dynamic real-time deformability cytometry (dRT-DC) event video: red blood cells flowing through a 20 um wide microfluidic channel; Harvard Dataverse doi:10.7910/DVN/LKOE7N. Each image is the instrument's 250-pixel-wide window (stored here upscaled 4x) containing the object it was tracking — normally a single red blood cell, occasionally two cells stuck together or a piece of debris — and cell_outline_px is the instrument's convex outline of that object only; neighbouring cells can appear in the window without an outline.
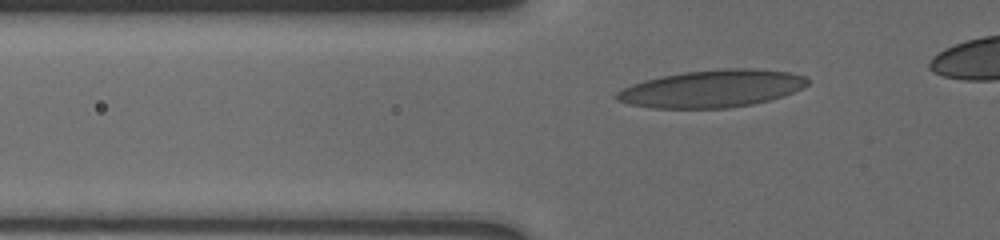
{"species": "human", "species_latin": "Homo sapiens", "temperature_condition": "cold", "stored_images_in_passage": 40, "camera_frame_rate_fps": 3000, "um_per_image_px": 0.085, "donor": {"sex": "male"}, "frame": {"image": 1, "passage_image": 9, "time_ms": 2.667, "image_size_px": [1000, 240], "cell_outline_px": [[808, 84], [784, 96], [752, 104], [728, 108], [652, 108], [628, 104], [616, 100], [612, 96], [616, 92], [632, 84], [644, 80], [660, 76], [684, 72], [724, 68], [752, 68], [788, 72], [804, 76], [808, 80]], "centroid_in_image_um": [60.47, 7.53], "position_along_channel_um": 65.3, "area_um2": 41.62}}
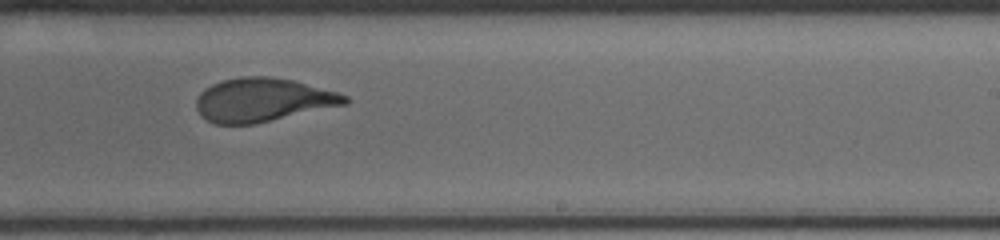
{"frame": {"image": 2, "passage_image": 26, "time_ms": 8.333, "image_size_px": [1000, 240], "cell_outline_px": [[348, 104], [252, 124], [216, 124], [200, 116], [196, 108], [196, 100], [200, 92], [204, 88], [212, 84], [224, 80], [240, 76], [268, 76], [292, 80], [336, 92], [348, 96]], "centroid_in_image_um": [22.3, 8.49], "position_along_channel_um": 266.7, "area_um2": 37.57}}
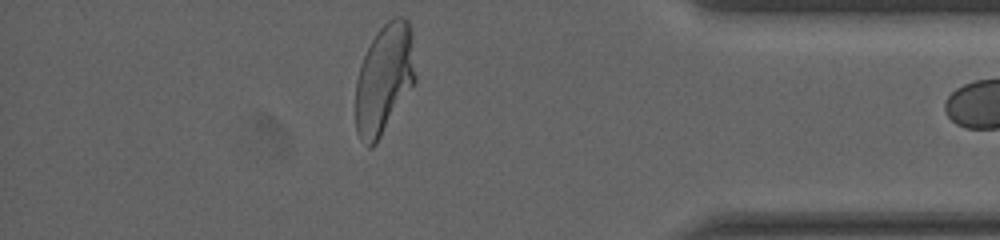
{"frame": {"image": 3, "passage_image": 39, "time_ms": 12.667, "image_size_px": [1000, 240], "cell_outline_px": [[416, 80], [376, 144], [372, 148], [368, 148], [360, 140], [356, 132], [356, 80], [364, 56], [376, 32], [388, 20], [396, 16], [400, 16], [408, 20], [412, 36], [416, 76]], "centroid_in_image_um": [32.66, 6.73], "position_along_channel_um": 402.5, "area_um2": 38.15}}